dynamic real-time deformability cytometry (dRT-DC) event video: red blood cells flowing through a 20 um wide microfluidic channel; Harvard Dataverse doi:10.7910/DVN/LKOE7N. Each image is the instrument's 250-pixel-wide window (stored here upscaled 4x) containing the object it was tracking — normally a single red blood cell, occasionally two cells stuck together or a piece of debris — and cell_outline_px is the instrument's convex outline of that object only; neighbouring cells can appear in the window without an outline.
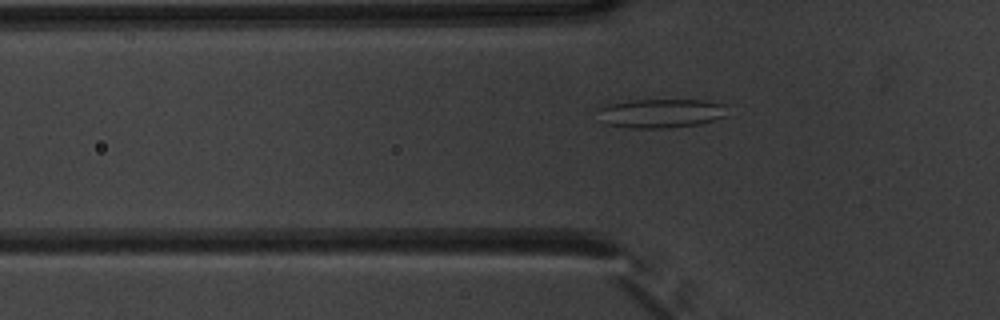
{"species": "common noctule bat (a hibernating species)", "species_latin": "Nyctalus noctula", "temperature_condition": "warm", "stored_images_in_passage": 53, "camera_frame_rate_fps": 3000, "um_per_image_px": 0.085, "animal": {"sex": "male", "body_mass_g": 20.1, "forearm_length_mm": 53.5}, "frame": {"image": 1, "passage_image": 18, "time_ms": 5.667, "image_size_px": [1000, 320], "cell_outline_px": [[724, 116], [700, 124], [668, 128], [632, 128], [604, 124], [596, 108], [608, 104], [632, 100], [704, 100], [724, 104]], "centroid_in_image_um": [56.11, 9.63], "position_along_channel_um": 69.7, "area_um2": 21.79}}
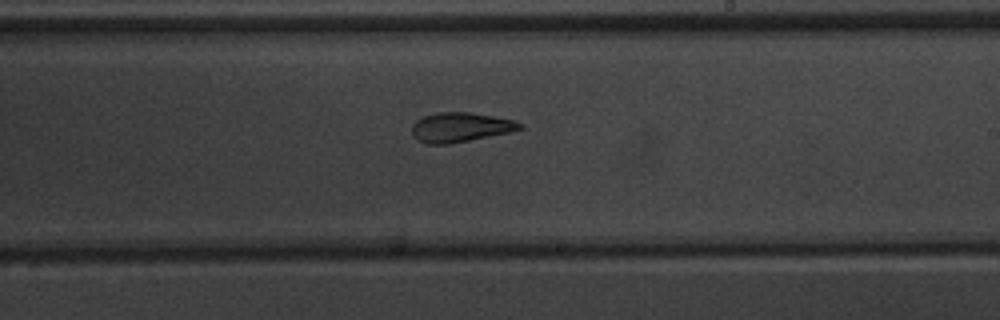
{"frame": {"image": 2, "passage_image": 32, "time_ms": 10.333, "image_size_px": [1000, 320], "cell_outline_px": [[524, 128], [508, 132], [448, 144], [428, 144], [416, 140], [412, 136], [412, 124], [416, 120], [424, 116], [436, 112], [468, 112], [492, 116], [512, 120], [524, 124]], "centroid_in_image_um": [39.08, 10.81], "position_along_channel_um": 249.9, "area_um2": 18.44}}
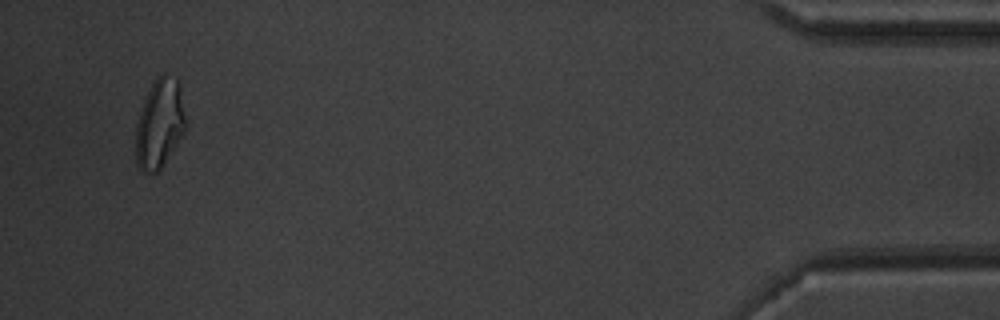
{"frame": {"image": 3, "passage_image": 51, "time_ms": 16.667, "image_size_px": [1000, 320], "cell_outline_px": [[188, 124], [184, 132], [164, 164], [152, 176], [140, 172], [136, 164], [136, 124], [144, 100], [156, 76], [164, 72], [176, 76], [180, 88]], "centroid_in_image_um": [13.58, 10.52], "position_along_channel_um": 421.6, "area_um2": 26.47}, "authors_computed_cell_mechanics": {"area_um2": 21.5016, "velocity_mm_per_s": 3.8686, "shape_relaxation_time_tau1_ms": 10.589, "shape_relaxation_time_tau2_ms": 2.8481, "deformation_change_tau1": 0.2499, "deformation_change_tau2": 0.1102}}